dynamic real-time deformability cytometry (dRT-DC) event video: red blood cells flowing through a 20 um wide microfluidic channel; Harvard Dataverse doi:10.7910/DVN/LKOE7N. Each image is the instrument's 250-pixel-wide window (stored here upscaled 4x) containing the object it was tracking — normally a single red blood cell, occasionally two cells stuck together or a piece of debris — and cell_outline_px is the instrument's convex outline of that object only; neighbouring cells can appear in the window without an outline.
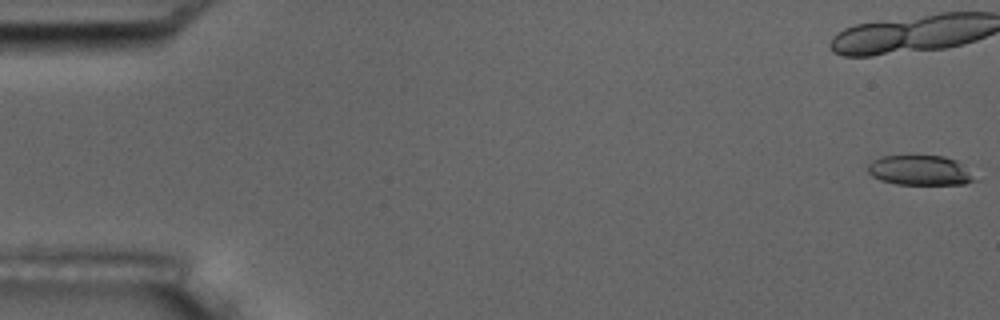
{"species": "common noctule bat (a hibernating species)", "species_latin": "Nyctalus noctula", "temperature_condition": "room temperature", "stored_images_in_passage": 7, "camera_frame_rate_fps": 3000, "um_per_image_px": 0.085, "animal": {"sex": "male", "body_mass_g": 17.5, "forearm_length_mm": 52.3}, "frame": {"image": 1, "passage_image": 1, "time_ms": 0.0, "image_size_px": [1000, 320], "cell_outline_px": [[980, 180], [964, 184], [896, 184], [880, 180], [872, 176], [868, 172], [868, 164], [872, 160], [880, 156], [908, 152], [944, 156], [956, 160]], "centroid_in_image_um": [78.17, 14.42], "position_along_channel_um": 6.8, "area_um2": 19.59}}